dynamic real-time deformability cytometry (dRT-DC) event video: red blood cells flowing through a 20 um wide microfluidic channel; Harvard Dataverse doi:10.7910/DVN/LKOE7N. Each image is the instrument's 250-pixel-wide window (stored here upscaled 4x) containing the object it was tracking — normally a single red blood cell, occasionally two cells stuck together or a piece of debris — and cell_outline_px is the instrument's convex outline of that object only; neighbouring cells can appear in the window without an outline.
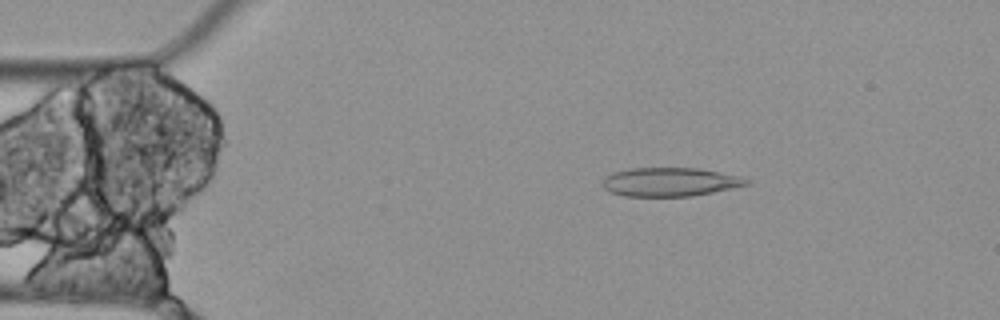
{"species": "Egyptian fruit bat (a non-hibernating species)", "species_latin": "Rousettus aegyptiacus", "temperature_condition": "cold", "stored_images_in_passage": 5, "camera_frame_rate_fps": 3000, "um_per_image_px": 0.085, "animal": {"sex": "female"}, "frame": {"image": 1, "passage_image": 2, "time_ms": 0.333, "image_size_px": [1000, 320], "cell_outline_px": [[752, 180], [748, 184], [732, 188], [692, 196], [624, 196], [612, 192], [604, 188], [600, 184], [600, 180], [604, 176], [612, 172], [632, 168], [700, 168], [740, 176]], "centroid_in_image_um": [56.91, 15.46], "position_along_channel_um": 28.1, "area_um2": 24.28}}
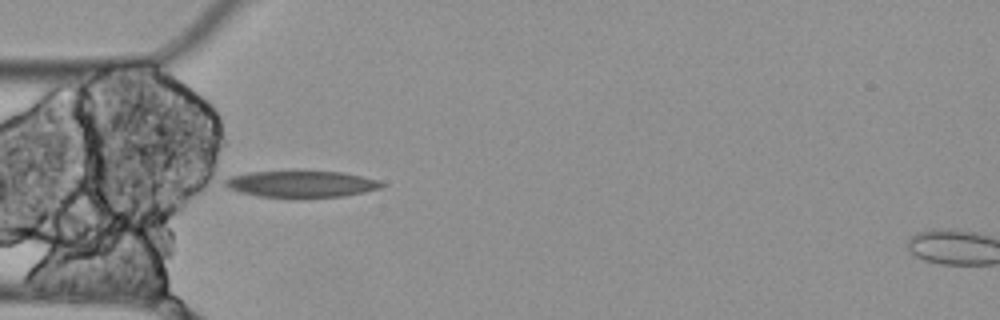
{"frame": {"image": 2, "passage_image": 4, "time_ms": 1.0, "image_size_px": [1000, 320], "cell_outline_px": [[384, 184], [380, 188], [364, 192], [344, 196], [260, 196], [240, 192], [228, 188], [224, 184], [224, 180], [232, 176], [248, 172], [296, 168], [344, 172], [380, 180]], "centroid_in_image_um": [25.61, 15.56], "position_along_channel_um": 59.4, "area_um2": 24.85}}